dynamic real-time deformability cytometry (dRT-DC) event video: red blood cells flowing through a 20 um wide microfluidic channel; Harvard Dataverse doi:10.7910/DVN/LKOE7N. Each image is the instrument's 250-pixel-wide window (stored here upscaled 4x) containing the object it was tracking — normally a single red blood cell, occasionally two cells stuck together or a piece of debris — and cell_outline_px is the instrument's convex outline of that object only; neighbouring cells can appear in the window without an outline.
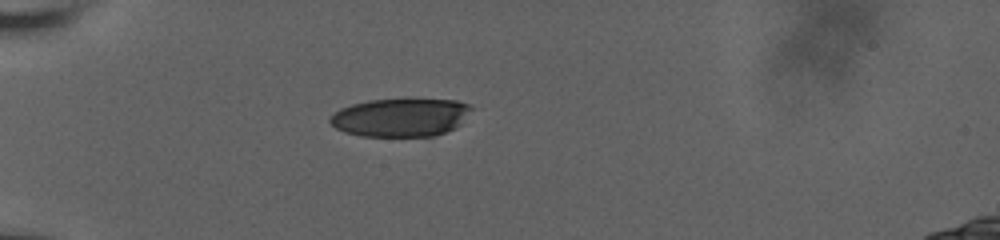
{"species": "human", "species_latin": "Homo sapiens", "temperature_condition": "room temperature", "stored_images_in_passage": 3, "camera_frame_rate_fps": 3000, "um_per_image_px": 0.085, "donor": {"sex": "male"}, "frame": {"image": 1, "passage_image": 1, "time_ms": 0.0, "image_size_px": [1000, 240], "cell_outline_px": [[472, 108], [460, 124], [456, 128], [432, 136], [360, 136], [344, 132], [336, 128], [328, 120], [340, 108], [352, 104], [368, 100], [404, 96], [456, 100], [472, 104]], "centroid_in_image_um": [34.08, 9.92], "position_along_channel_um": 50.9, "area_um2": 32.54}}
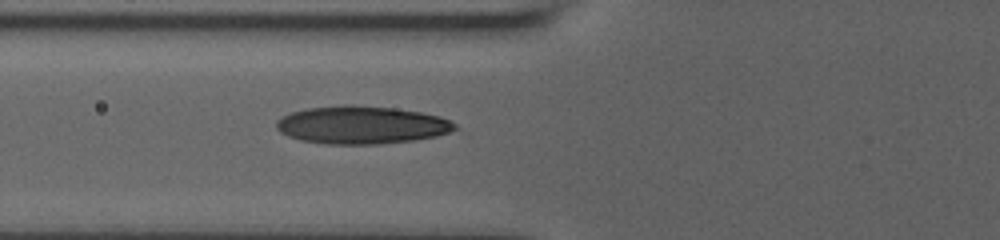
{"frame": {"image": 2, "passage_image": 3, "time_ms": 2.0, "image_size_px": [1000, 240], "cell_outline_px": [[456, 128], [448, 132], [436, 136], [412, 140], [376, 144], [328, 144], [300, 140], [288, 136], [280, 132], [276, 128], [276, 120], [292, 112], [308, 108], [344, 104], [352, 104], [392, 108], [420, 112], [440, 116], [456, 124]], "centroid_in_image_um": [30.7, 10.61], "position_along_channel_um": 95.1, "area_um2": 39.19}}